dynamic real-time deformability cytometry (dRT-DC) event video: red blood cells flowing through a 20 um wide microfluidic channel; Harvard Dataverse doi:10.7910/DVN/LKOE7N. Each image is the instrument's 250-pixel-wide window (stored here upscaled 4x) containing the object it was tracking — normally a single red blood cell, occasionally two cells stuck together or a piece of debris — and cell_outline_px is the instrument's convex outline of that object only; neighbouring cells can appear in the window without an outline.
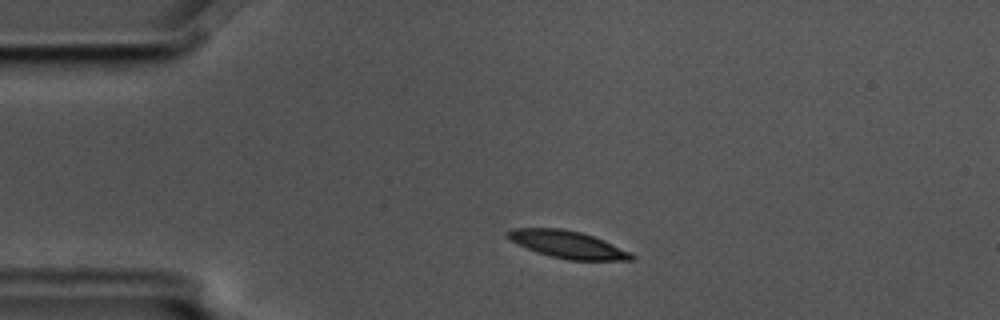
{"species": "common noctule bat (a hibernating species)", "species_latin": "Nyctalus noctula", "temperature_condition": "cold", "stored_images_in_passage": 3, "camera_frame_rate_fps": 3000, "um_per_image_px": 0.085, "animal": {"sex": "male", "body_mass_g": 17.5, "forearm_length_mm": 52.3}, "frame": {"image": 1, "passage_image": 2, "time_ms": 0.333, "image_size_px": [1000, 320], "cell_outline_px": [[636, 260], [568, 260], [536, 252], [504, 236], [504, 232], [512, 228], [560, 228], [580, 232], [604, 240], [636, 256]], "centroid_in_image_um": [48.22, 20.77], "position_along_channel_um": 36.8, "area_um2": 19.48}}